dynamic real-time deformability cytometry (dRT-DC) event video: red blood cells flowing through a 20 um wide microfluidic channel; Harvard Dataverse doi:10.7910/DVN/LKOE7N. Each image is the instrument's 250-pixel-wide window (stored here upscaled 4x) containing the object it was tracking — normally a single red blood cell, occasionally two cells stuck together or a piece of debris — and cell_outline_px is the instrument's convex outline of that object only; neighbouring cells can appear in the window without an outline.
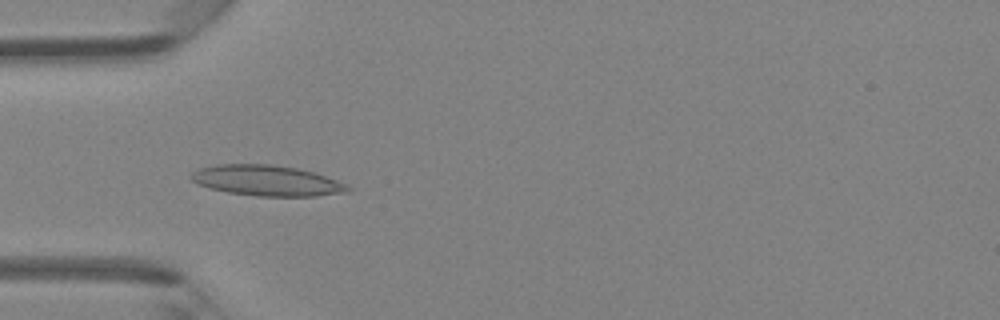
{"species": "Egyptian fruit bat (a non-hibernating species)", "species_latin": "Rousettus aegyptiacus", "temperature_condition": "room temperature", "stored_images_in_passage": 46, "camera_frame_rate_fps": 3000, "um_per_image_px": 0.085, "animal": {"sex": "female"}, "frame": {"image": 1, "passage_image": 14, "time_ms": 4.333, "image_size_px": [1000, 320], "cell_outline_px": [[352, 188], [348, 192], [316, 196], [256, 196], [228, 192], [208, 188], [192, 180], [188, 176], [192, 172], [200, 168], [216, 164], [272, 164], [296, 168], [316, 172], [336, 180]], "centroid_in_image_um": [22.67, 15.34], "position_along_channel_um": 62.3, "area_um2": 27.98}}
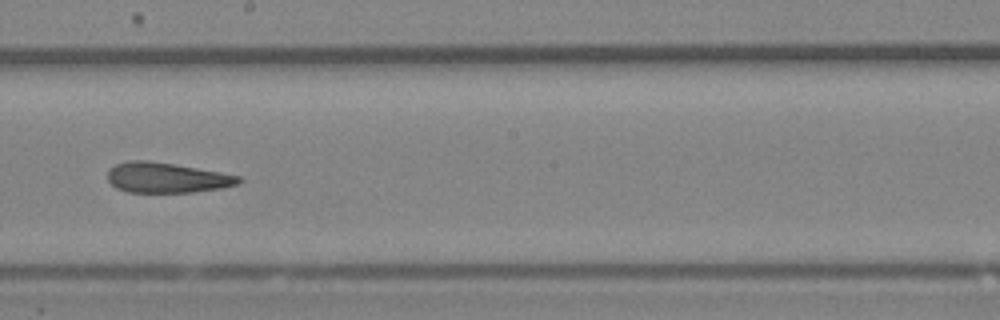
{"frame": {"image": 2, "passage_image": 26, "time_ms": 8.333, "image_size_px": [1000, 320], "cell_outline_px": [[244, 180], [236, 184], [220, 188], [192, 192], [128, 192], [116, 188], [108, 180], [108, 168], [116, 164], [128, 160], [148, 160], [220, 172], [240, 176]], "centroid_in_image_um": [14.13, 15.1], "position_along_channel_um": 234.1, "area_um2": 22.95}}
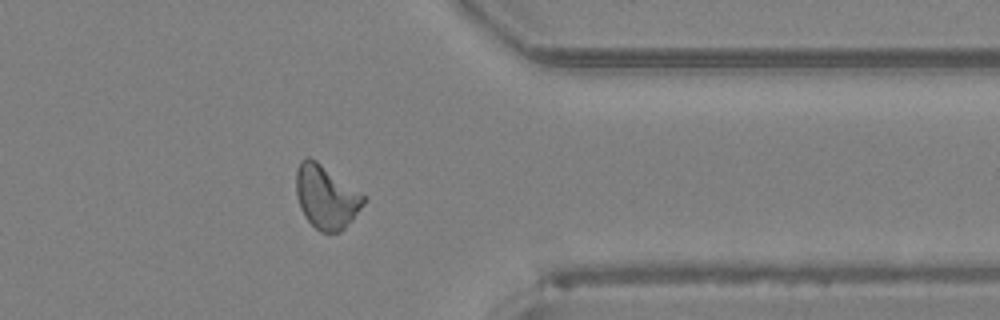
{"frame": {"image": 3, "passage_image": 37, "time_ms": 12.0, "image_size_px": [1000, 320], "cell_outline_px": [[368, 196], [364, 204], [352, 220], [340, 232], [320, 232], [304, 216], [300, 208], [296, 196], [296, 168], [300, 160], [308, 156], [316, 160]], "centroid_in_image_um": [27.73, 16.72], "position_along_channel_um": 383.7, "area_um2": 25.26}, "authors_computed_cell_mechanics": {"area_um2": 24.3916, "velocity_mm_per_s": 4.344, "shape_relaxation_time_tau1_ms": 9.5843, "shape_relaxation_time_tau2_ms": 3.7385, "deformation_change_tau1": 0.2036, "deformation_change_tau2": 0.1378}}